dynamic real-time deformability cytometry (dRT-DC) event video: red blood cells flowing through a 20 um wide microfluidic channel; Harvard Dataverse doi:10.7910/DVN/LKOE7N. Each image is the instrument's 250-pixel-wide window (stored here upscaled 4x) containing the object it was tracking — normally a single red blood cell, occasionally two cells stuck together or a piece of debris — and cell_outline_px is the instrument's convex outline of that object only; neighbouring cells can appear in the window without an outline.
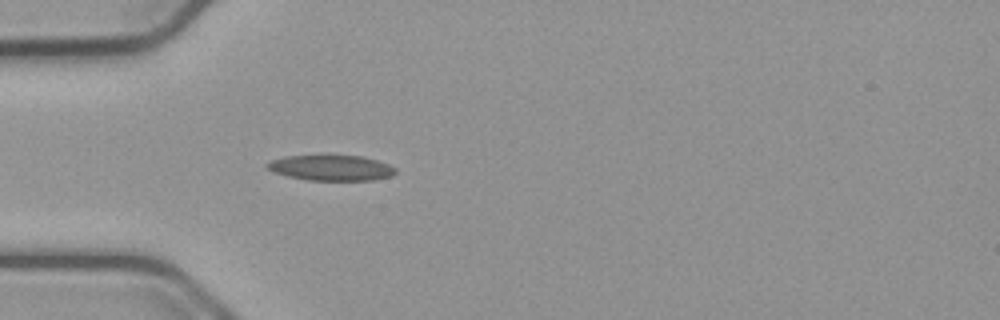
{"species": "common noctule bat (a hibernating species)", "species_latin": "Nyctalus noctula", "temperature_condition": "cold", "stored_images_in_passage": 15, "camera_frame_rate_fps": 3000, "um_per_image_px": 0.085, "animal": {"sex": "male", "body_mass_g": 23.1, "forearm_length_mm": 52.7}, "frame": {"image": 1, "passage_image": 5, "time_ms": 1.333, "image_size_px": [1000, 320], "cell_outline_px": [[396, 172], [392, 176], [372, 180], [308, 180], [288, 176], [276, 172], [268, 168], [264, 164], [272, 160], [284, 156], [364, 156], [388, 164], [396, 168]], "centroid_in_image_um": [28.18, 14.27], "position_along_channel_um": 56.8, "area_um2": 18.84}}
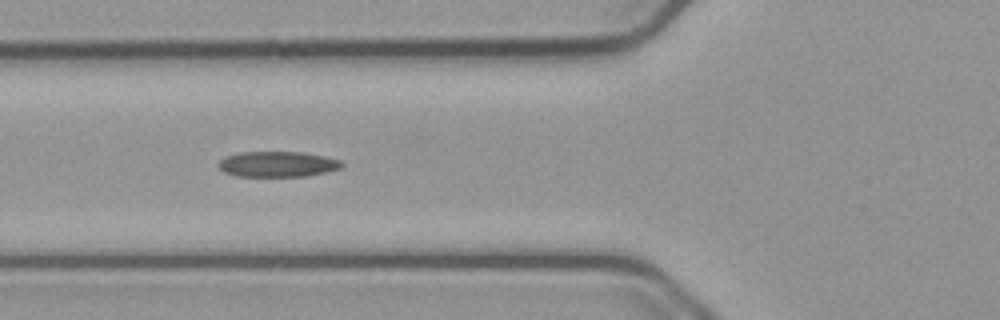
{"frame": {"image": 2, "passage_image": 9, "time_ms": 2.667, "image_size_px": [1000, 320], "cell_outline_px": [[344, 164], [340, 168], [308, 176], [236, 176], [224, 172], [216, 164], [220, 160], [228, 156], [240, 152], [300, 152], [324, 156], [340, 160]], "centroid_in_image_um": [23.58, 13.95], "position_along_channel_um": 102.2, "area_um2": 18.21}}
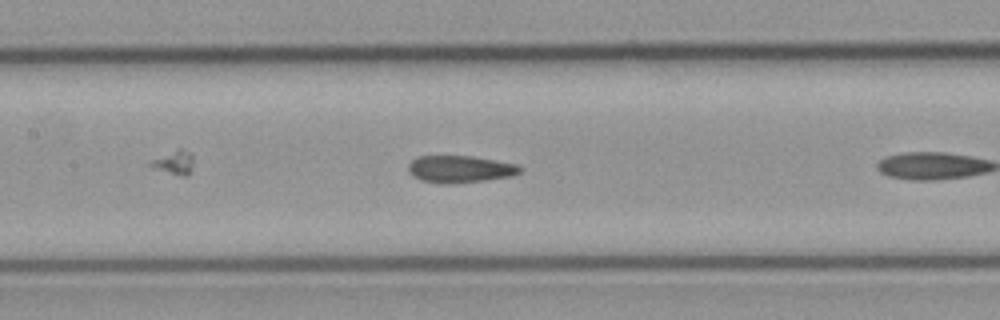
{"frame": {"image": 3, "passage_image": 11, "time_ms": 3.333, "image_size_px": [1000, 320], "cell_outline_px": [[520, 172], [512, 176], [484, 180], [452, 184], [436, 184], [420, 180], [412, 176], [408, 172], [408, 164], [416, 156], [472, 156], [516, 164], [520, 168]], "centroid_in_image_um": [39.02, 14.38], "position_along_channel_um": 168.4, "area_um2": 17.74}}